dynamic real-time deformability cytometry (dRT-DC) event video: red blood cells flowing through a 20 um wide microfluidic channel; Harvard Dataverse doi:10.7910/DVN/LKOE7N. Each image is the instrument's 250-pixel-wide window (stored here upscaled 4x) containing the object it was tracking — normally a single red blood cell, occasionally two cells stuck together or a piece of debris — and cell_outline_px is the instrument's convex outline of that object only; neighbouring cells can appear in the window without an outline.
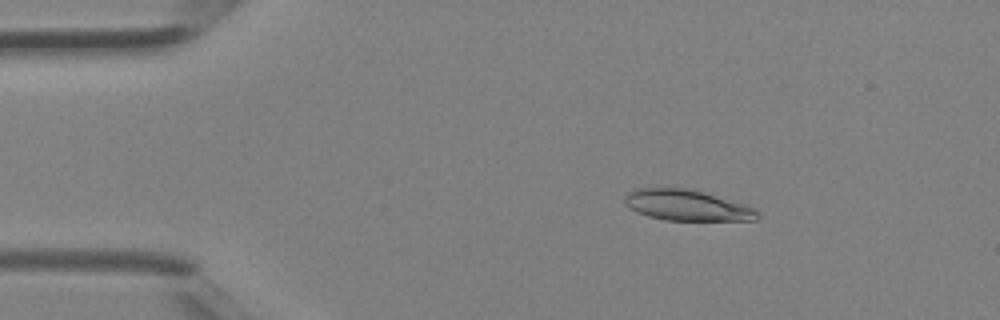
{"species": "Egyptian fruit bat (a non-hibernating species)", "species_latin": "Rousettus aegyptiacus", "temperature_condition": "room temperature", "stored_images_in_passage": 4, "camera_frame_rate_fps": 3000, "um_per_image_px": 0.085, "animal": {"sex": "female"}, "frame": {"image": 1, "passage_image": 2, "time_ms": 0.333, "image_size_px": [1000, 320], "cell_outline_px": [[760, 216], [756, 220], [664, 220], [648, 216], [636, 212], [624, 204], [624, 196], [628, 192], [636, 188], [652, 184], [688, 188], [704, 192], [744, 204], [756, 208], [760, 212]], "centroid_in_image_um": [58.31, 17.4], "position_along_channel_um": 26.7, "area_um2": 24.74}}